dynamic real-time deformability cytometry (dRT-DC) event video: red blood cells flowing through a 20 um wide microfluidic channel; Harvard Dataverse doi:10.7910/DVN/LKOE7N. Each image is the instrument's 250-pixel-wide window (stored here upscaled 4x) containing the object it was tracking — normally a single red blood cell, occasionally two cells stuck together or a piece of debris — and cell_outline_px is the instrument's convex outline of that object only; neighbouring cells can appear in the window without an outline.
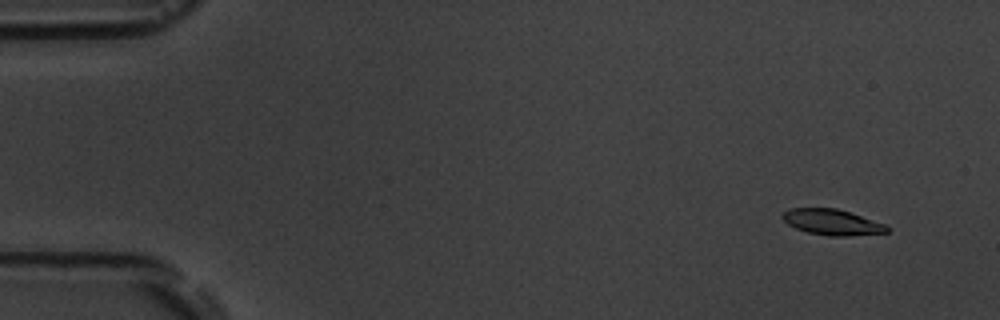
{"species": "common noctule bat (a hibernating species)", "species_latin": "Nyctalus noctula", "temperature_condition": "room temperature", "stored_images_in_passage": 7, "camera_frame_rate_fps": 3000, "um_per_image_px": 0.085, "animal": {"sex": "male", "body_mass_g": 19.5, "forearm_length_mm": 54.6}, "frame": {"image": 1, "passage_image": 2, "time_ms": 1.333, "image_size_px": [1000, 320], "cell_outline_px": [[892, 228], [888, 232], [848, 236], [828, 236], [808, 232], [796, 228], [788, 224], [780, 216], [788, 208], [836, 208], [888, 224]], "centroid_in_image_um": [70.77, 18.88], "position_along_channel_um": 14.2, "area_um2": 15.84}}
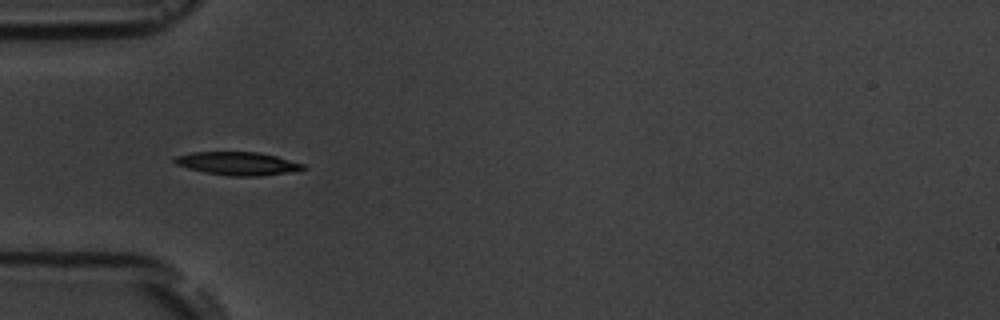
{"frame": {"image": 2, "passage_image": 6, "time_ms": 6.0, "image_size_px": [1000, 320], "cell_outline_px": [[308, 168], [284, 172], [256, 176], [232, 176], [204, 172], [188, 168], [176, 164], [172, 160], [176, 156], [192, 152], [260, 152], [276, 156], [304, 164]], "centroid_in_image_um": [20.16, 13.88], "position_along_channel_um": 64.8, "area_um2": 17.11}}
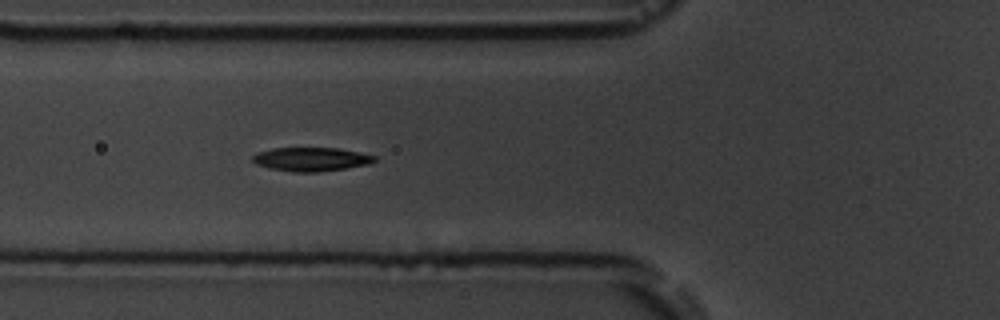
{"frame": {"image": 3, "passage_image": 7, "time_ms": 7.0, "image_size_px": [1000, 320], "cell_outline_px": [[376, 160], [368, 164], [344, 168], [316, 172], [292, 172], [268, 168], [256, 164], [252, 160], [252, 156], [256, 152], [272, 148], [340, 148], [360, 152], [376, 156]], "centroid_in_image_um": [26.41, 13.53], "position_along_channel_um": 99.4, "area_um2": 16.94}}